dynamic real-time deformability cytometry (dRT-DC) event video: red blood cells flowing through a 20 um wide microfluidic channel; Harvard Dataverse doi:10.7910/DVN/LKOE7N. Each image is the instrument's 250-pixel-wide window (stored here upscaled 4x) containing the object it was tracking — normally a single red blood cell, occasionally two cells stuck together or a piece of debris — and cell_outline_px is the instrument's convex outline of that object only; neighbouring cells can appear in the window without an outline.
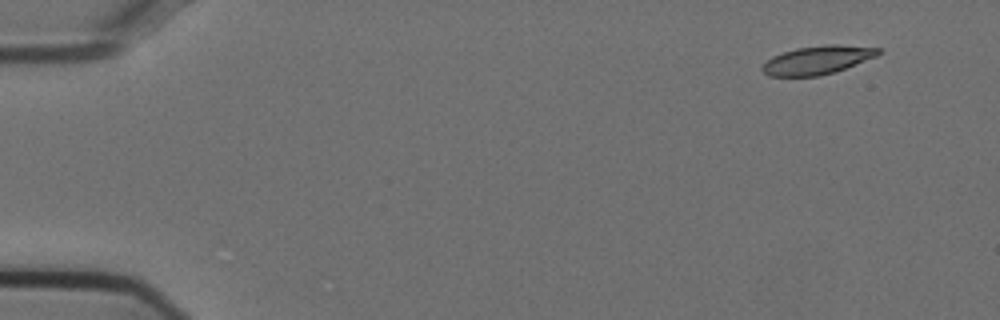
{"species": "Egyptian fruit bat (a non-hibernating species)", "species_latin": "Rousettus aegyptiacus", "temperature_condition": "cold", "stored_images_in_passage": 51, "camera_frame_rate_fps": 3000, "um_per_image_px": 0.085, "animal": {"sex": "female"}, "frame": {"image": 1, "passage_image": 1, "time_ms": 0.0, "image_size_px": [1000, 320], "cell_outline_px": [[884, 52], [876, 56], [844, 68], [820, 76], [768, 76], [760, 68], [772, 56], [796, 48], [828, 44], [836, 44], [880, 48]], "centroid_in_image_um": [69.48, 5.09], "position_along_channel_um": 15.5, "area_um2": 19.02}}
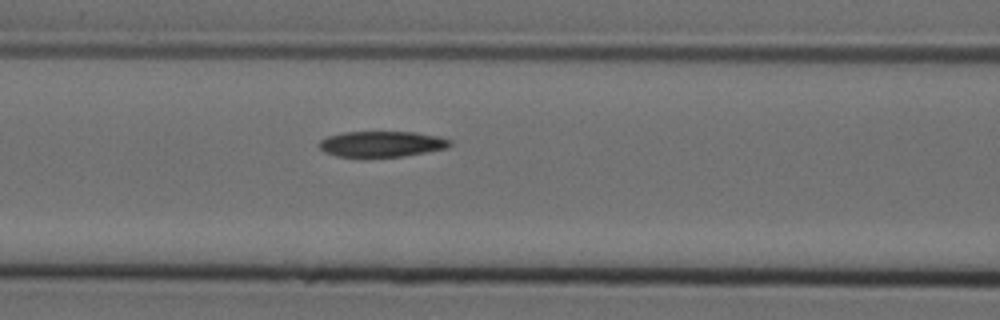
{"frame": {"image": 2, "passage_image": 20, "time_ms": 6.333, "image_size_px": [1000, 320], "cell_outline_px": [[452, 144], [448, 148], [404, 156], [336, 156], [324, 152], [320, 148], [320, 140], [328, 136], [344, 132], [416, 132], [440, 136], [452, 140]], "centroid_in_image_um": [32.5, 12.23], "position_along_channel_um": 134.1, "area_um2": 19.54}}
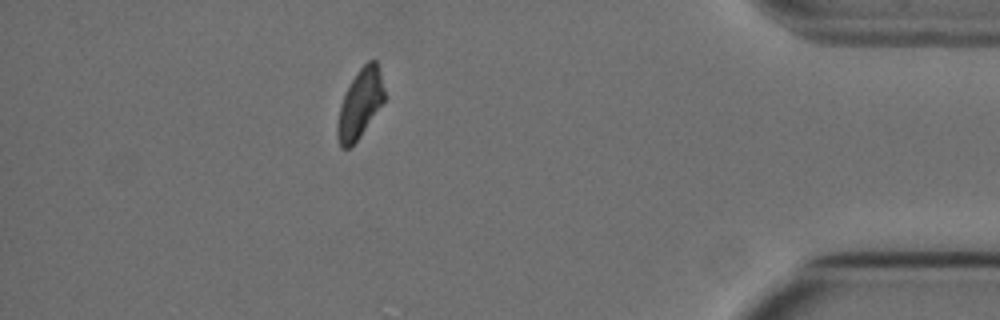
{"frame": {"image": 3, "passage_image": 45, "time_ms": 14.667, "image_size_px": [1000, 320], "cell_outline_px": [[384, 100], [360, 136], [348, 148], [340, 148], [336, 136], [336, 124], [340, 104], [356, 72], [368, 60], [376, 60], [384, 92]], "centroid_in_image_um": [30.55, 8.84], "position_along_channel_um": 404.6, "area_um2": 18.38}, "authors_computed_cell_mechanics": {"area_um2": 20.1722, "velocity_mm_per_s": 3.7457, "shape_relaxation_time_tau1_ms": 7.5456, "shape_relaxation_time_tau2_ms": 4.3464, "deformation_change_tau1": 0.1914, "deformation_change_tau2": 0.0935}}